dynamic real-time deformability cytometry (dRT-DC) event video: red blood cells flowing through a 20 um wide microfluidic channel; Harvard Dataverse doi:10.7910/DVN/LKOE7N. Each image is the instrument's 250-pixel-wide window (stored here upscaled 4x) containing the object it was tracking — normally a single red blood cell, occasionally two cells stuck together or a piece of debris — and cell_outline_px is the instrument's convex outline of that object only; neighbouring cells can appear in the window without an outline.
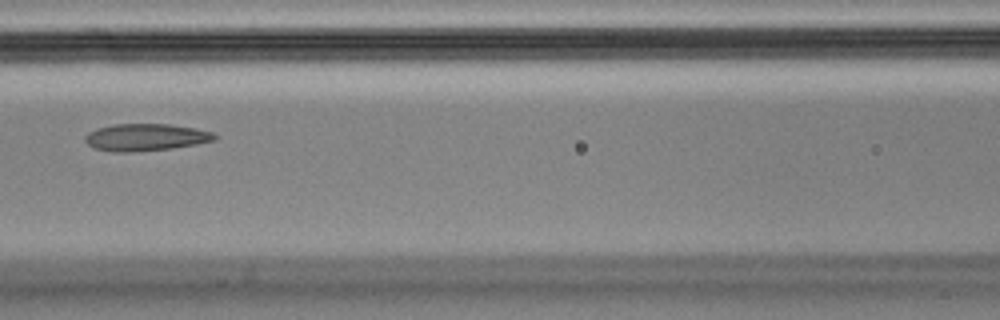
{"species": "Egyptian fruit bat (a non-hibernating species)", "species_latin": "Rousettus aegyptiacus", "temperature_condition": "cold", "stored_images_in_passage": 6, "camera_frame_rate_fps": 3000, "um_per_image_px": 0.085, "animal": {"sex": "male"}, "frame": {"image": 1, "passage_image": 3, "time_ms": 0.667, "image_size_px": [1000, 320], "cell_outline_px": [[220, 136], [216, 140], [196, 144], [172, 148], [128, 152], [112, 152], [92, 148], [84, 140], [84, 136], [88, 132], [96, 128], [112, 124], [168, 124], [196, 128], [212, 132]], "centroid_in_image_um": [12.37, 11.66], "position_along_channel_um": 154.2, "area_um2": 20.69}}
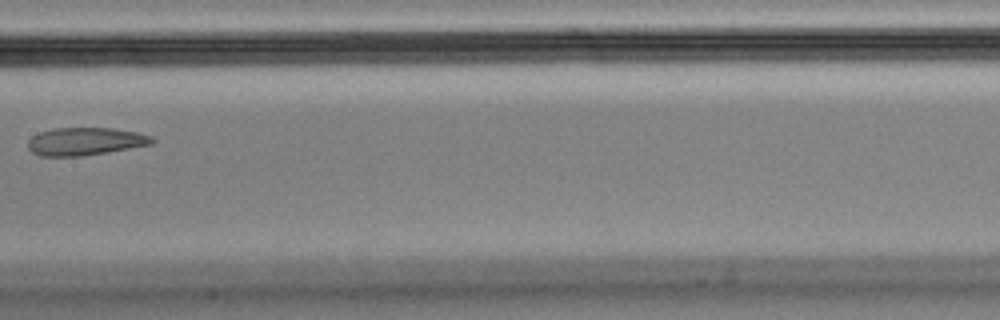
{"frame": {"image": 2, "passage_image": 4, "time_ms": 1.0, "image_size_px": [1000, 320], "cell_outline_px": [[156, 140], [152, 144], [84, 156], [40, 156], [32, 152], [28, 148], [28, 140], [32, 136], [40, 132], [56, 128], [112, 128], [136, 132], [152, 136]], "centroid_in_image_um": [7.24, 12.02], "position_along_channel_um": 200.2, "area_um2": 20.06}}
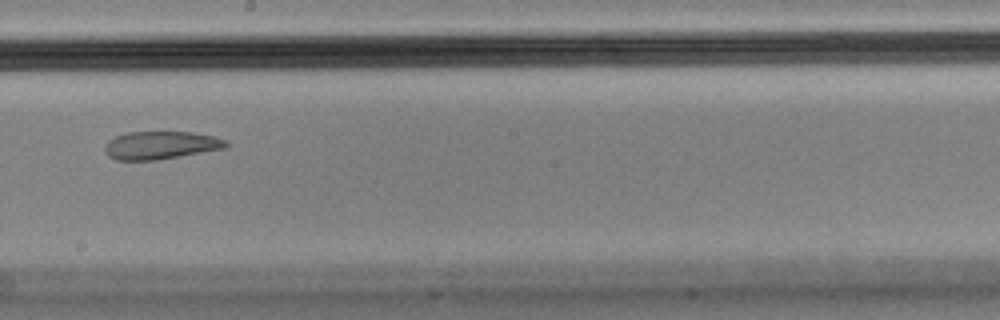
{"frame": {"image": 3, "passage_image": 5, "time_ms": 1.333, "image_size_px": [1000, 320], "cell_outline_px": [[228, 148], [156, 160], [116, 160], [108, 156], [104, 152], [104, 144], [108, 140], [116, 136], [128, 132], [192, 132], [212, 136], [228, 140]], "centroid_in_image_um": [13.65, 12.35], "position_along_channel_um": 234.5, "area_um2": 19.88}}